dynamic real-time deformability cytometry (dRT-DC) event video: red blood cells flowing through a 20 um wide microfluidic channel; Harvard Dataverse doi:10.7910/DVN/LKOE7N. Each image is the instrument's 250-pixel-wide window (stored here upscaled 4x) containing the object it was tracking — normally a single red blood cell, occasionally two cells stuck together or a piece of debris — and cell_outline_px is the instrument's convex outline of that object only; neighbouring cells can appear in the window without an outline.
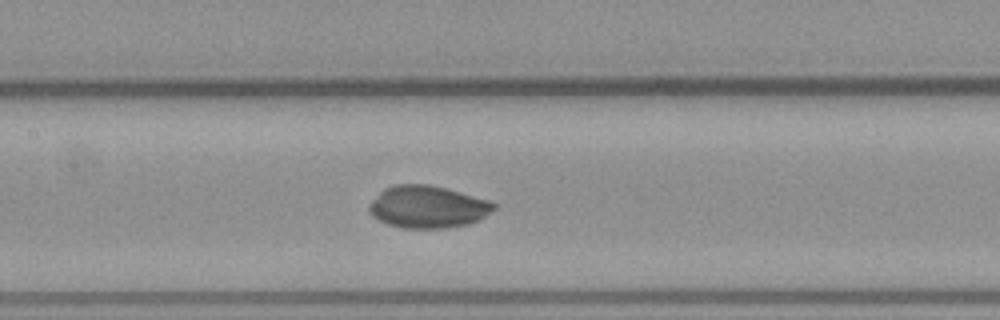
{"species": "common noctule bat (a hibernating species)", "species_latin": "Nyctalus noctula", "temperature_condition": "warm", "stored_images_in_passage": 40, "camera_frame_rate_fps": 3000, "um_per_image_px": 0.085, "animal": {"sex": "male", "body_mass_g": 23.1, "forearm_length_mm": 52.7}, "frame": {"image": 1, "passage_image": 17, "time_ms": 5.333, "image_size_px": [1000, 320], "cell_outline_px": [[496, 208], [480, 220], [468, 224], [448, 228], [400, 228], [388, 224], [372, 216], [368, 208], [368, 204], [384, 188], [396, 184], [428, 184], [444, 188], [488, 200], [496, 204]], "centroid_in_image_um": [36.34, 17.59], "position_along_channel_um": 171.1, "area_um2": 30.69}}
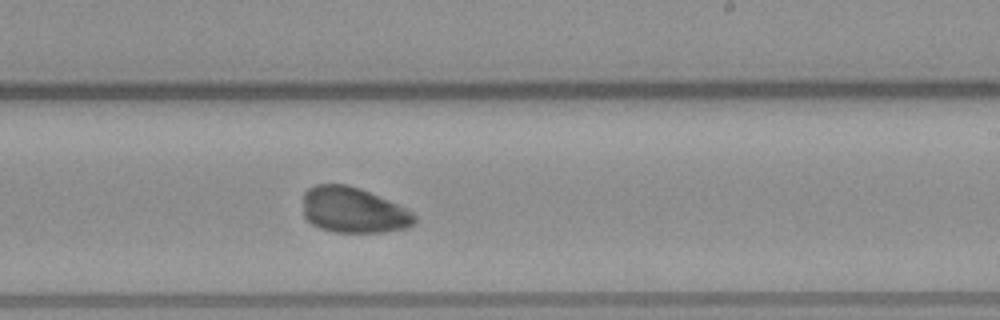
{"frame": {"image": 2, "passage_image": 24, "time_ms": 7.667, "image_size_px": [1000, 320], "cell_outline_px": [[416, 224], [404, 228], [388, 232], [332, 232], [320, 228], [312, 224], [304, 216], [304, 192], [308, 188], [316, 184], [348, 184], [360, 188], [400, 204], [408, 208], [416, 216]], "centroid_in_image_um": [30.07, 17.86], "position_along_channel_um": 258.9, "area_um2": 30.06}}
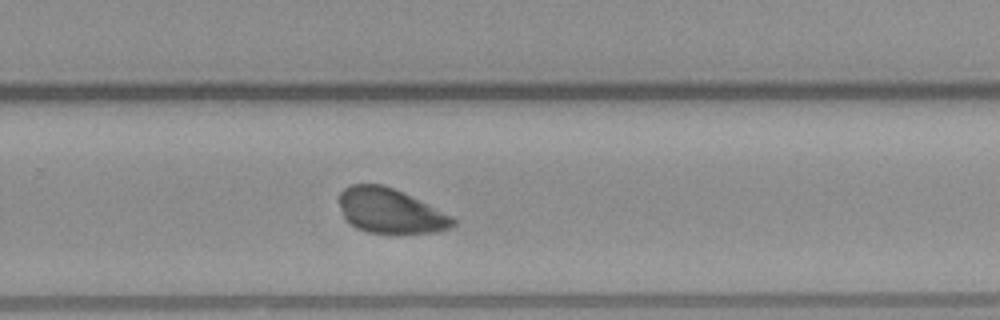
{"frame": {"image": 3, "passage_image": 27, "time_ms": 8.667, "image_size_px": [1000, 320], "cell_outline_px": [[456, 224], [448, 228], [436, 232], [368, 232], [356, 228], [344, 216], [340, 204], [340, 192], [344, 188], [352, 184], [384, 184], [428, 204], [452, 216], [456, 220]], "centroid_in_image_um": [33.18, 17.91], "position_along_channel_um": 296.6, "area_um2": 29.07}}